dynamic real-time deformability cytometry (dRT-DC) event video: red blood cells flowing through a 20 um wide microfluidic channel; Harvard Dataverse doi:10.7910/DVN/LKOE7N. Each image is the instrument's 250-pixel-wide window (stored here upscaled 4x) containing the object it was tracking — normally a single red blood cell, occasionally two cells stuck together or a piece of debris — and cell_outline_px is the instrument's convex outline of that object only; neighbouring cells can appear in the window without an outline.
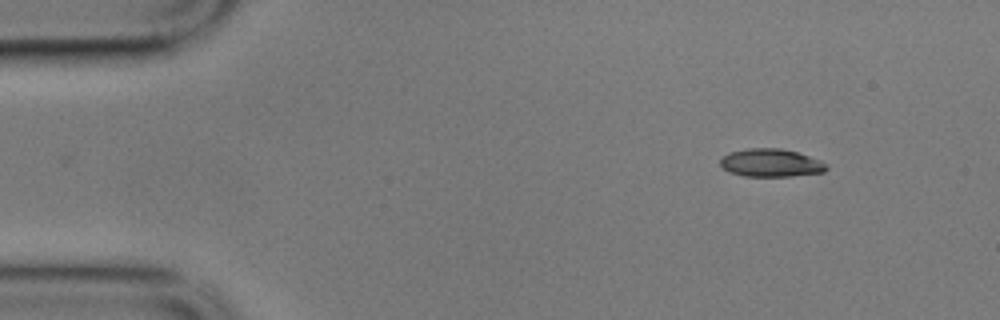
{"species": "common noctule bat (a hibernating species)", "species_latin": "Nyctalus noctula", "temperature_condition": "cold", "stored_images_in_passage": 3, "camera_frame_rate_fps": 3000, "um_per_image_px": 0.085, "animal": {"sex": "male", "body_mass_g": 17.9}, "frame": {"image": 1, "passage_image": 1, "time_ms": 0.0, "image_size_px": [1000, 320], "cell_outline_px": [[828, 168], [824, 172], [792, 176], [744, 176], [728, 172], [720, 164], [720, 160], [724, 156], [732, 152], [748, 148], [780, 148], [796, 152], [820, 160], [828, 164]], "centroid_in_image_um": [65.55, 13.85], "position_along_channel_um": 19.5, "area_um2": 17.22}}